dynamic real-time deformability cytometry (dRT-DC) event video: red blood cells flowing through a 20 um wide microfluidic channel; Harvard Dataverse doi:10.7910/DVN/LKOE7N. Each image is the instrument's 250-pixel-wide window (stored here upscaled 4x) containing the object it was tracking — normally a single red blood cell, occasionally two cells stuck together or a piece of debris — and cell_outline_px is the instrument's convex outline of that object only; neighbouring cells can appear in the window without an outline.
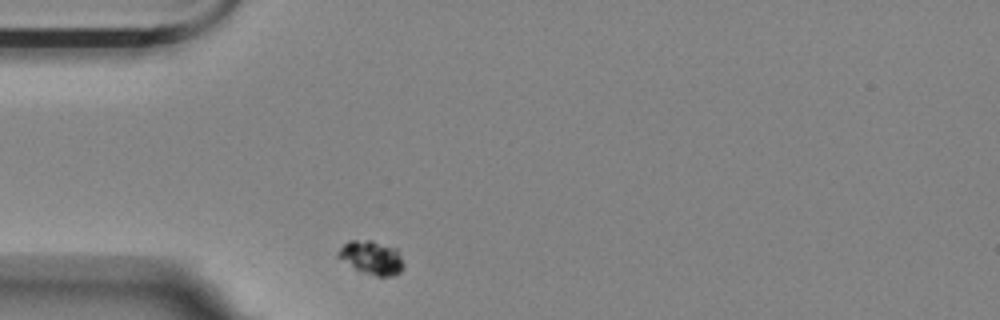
{"species": "Egyptian fruit bat (a non-hibernating species)", "species_latin": "Rousettus aegyptiacus", "temperature_condition": "room temperature", "stored_images_in_passage": 37, "camera_frame_rate_fps": 3000, "um_per_image_px": 0.085, "animal": {"sex": "female"}, "frame": {"image": 1, "passage_image": 1, "time_ms": 0.0, "image_size_px": [1000, 320], "cell_outline_px": [[404, 268], [396, 276], [376, 276], [364, 272], [356, 268], [336, 256], [336, 252], [348, 240], [372, 240], [396, 248], [404, 264]], "centroid_in_image_um": [31.6, 21.89], "position_along_channel_um": 53.4, "area_um2": 12.77}}
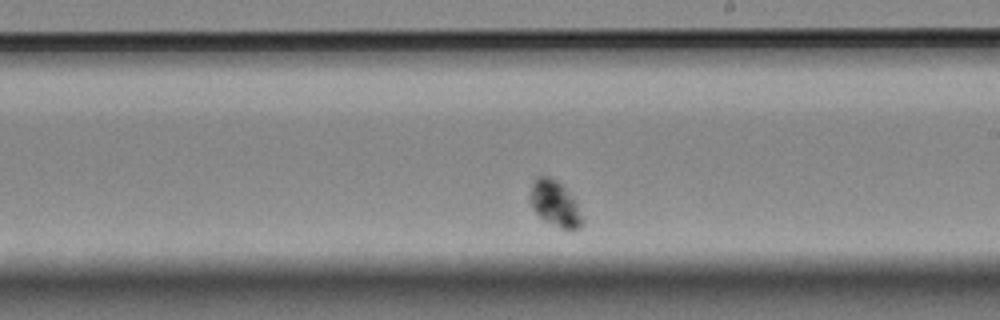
{"frame": {"image": 2, "passage_image": 20, "time_ms": 6.333, "image_size_px": [1000, 320], "cell_outline_px": [[584, 224], [580, 228], [572, 232], [560, 228], [544, 220], [532, 208], [528, 200], [528, 196], [532, 184], [536, 176], [548, 176], [556, 180], [572, 196], [584, 220]], "centroid_in_image_um": [47.16, 17.34], "position_along_channel_um": 241.8, "area_um2": 14.1}}
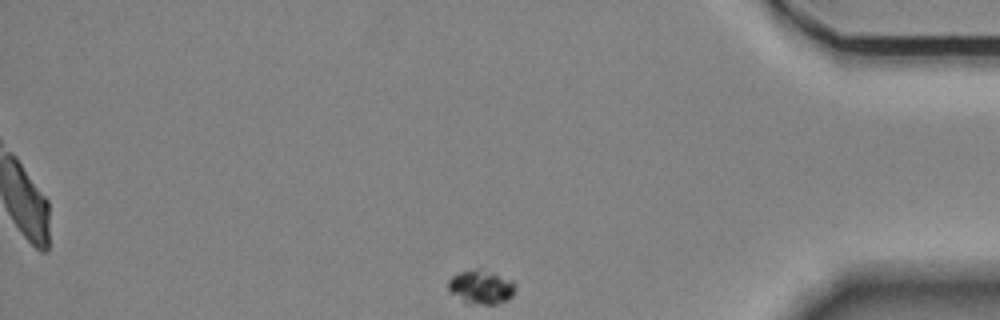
{"frame": {"image": 3, "passage_image": 37, "time_ms": 12.0, "image_size_px": [1000, 320], "cell_outline_px": [[516, 288], [512, 296], [508, 300], [496, 304], [472, 304], [464, 300], [452, 292], [448, 288], [448, 280], [452, 276], [460, 272], [472, 268], [480, 268], [512, 280], [516, 284]], "centroid_in_image_um": [40.93, 24.38], "position_along_channel_um": 394.3, "area_um2": 13.18}}